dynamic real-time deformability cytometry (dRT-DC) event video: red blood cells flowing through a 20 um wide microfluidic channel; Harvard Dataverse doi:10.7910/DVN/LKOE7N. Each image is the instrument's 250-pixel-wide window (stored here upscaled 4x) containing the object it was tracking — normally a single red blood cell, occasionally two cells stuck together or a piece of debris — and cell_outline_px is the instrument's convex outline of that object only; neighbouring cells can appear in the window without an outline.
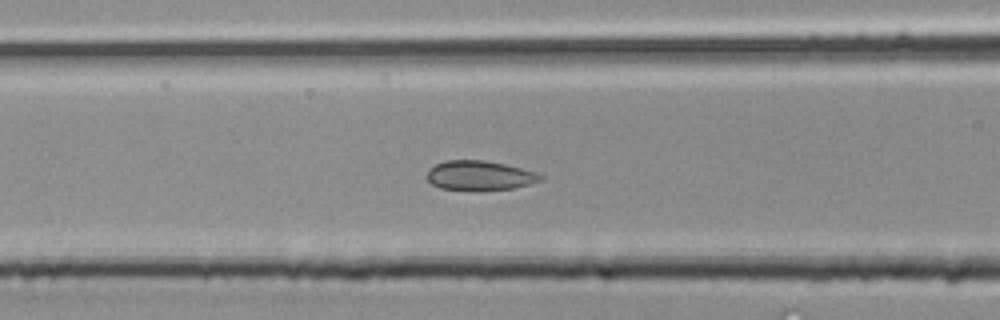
{"species": "common noctule bat (a hibernating species)", "species_latin": "Nyctalus noctula", "temperature_condition": "room temperature", "stored_images_in_passage": 35, "segment_of_instrument_passage": [2, 2], "camera_frame_rate_fps": 3000, "um_per_image_px": 0.085, "animal": {"sex": "male", "body_mass_g": 20.4}, "frame": {"image": 1, "passage_image": 14, "time_ms": 4.333, "image_size_px": [1000, 320], "cell_outline_px": [[544, 176], [540, 180], [528, 184], [512, 188], [480, 192], [476, 192], [440, 188], [432, 184], [424, 176], [428, 168], [444, 160], [484, 160], [504, 164], [536, 172]], "centroid_in_image_um": [40.69, 14.94], "position_along_channel_um": 125.9, "area_um2": 20.0}}
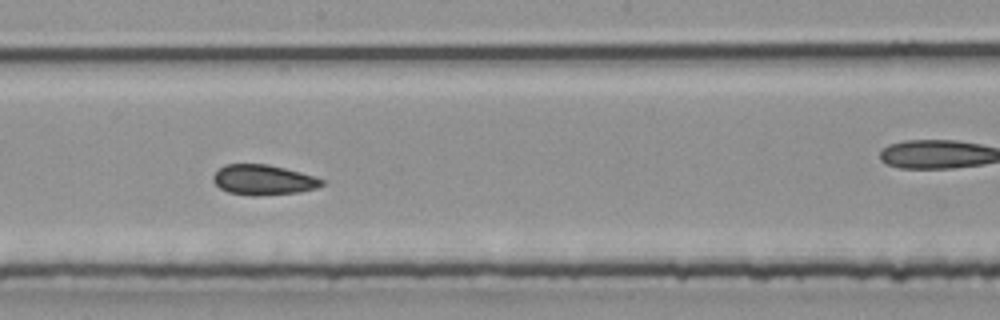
{"frame": {"image": 2, "passage_image": 19, "time_ms": 6.0, "image_size_px": [1000, 320], "cell_outline_px": [[324, 184], [316, 188], [300, 192], [256, 196], [252, 196], [228, 192], [220, 188], [212, 180], [212, 176], [224, 164], [268, 164], [300, 172], [324, 180]], "centroid_in_image_um": [22.36, 15.29], "position_along_channel_um": 225.8, "area_um2": 19.07}}
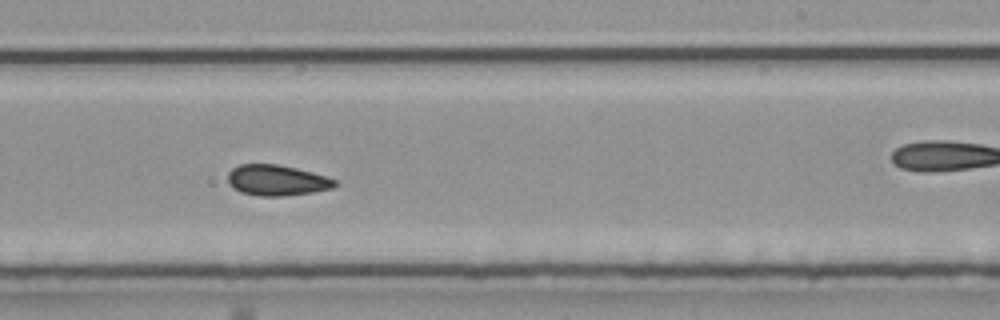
{"frame": {"image": 3, "passage_image": 21, "time_ms": 6.667, "image_size_px": [1000, 320], "cell_outline_px": [[340, 184], [332, 188], [312, 192], [280, 196], [260, 196], [240, 192], [232, 188], [228, 184], [228, 172], [232, 168], [240, 164], [276, 164], [296, 168], [312, 172], [336, 180]], "centroid_in_image_um": [23.5, 15.32], "position_along_channel_um": 265.5, "area_um2": 19.19}}